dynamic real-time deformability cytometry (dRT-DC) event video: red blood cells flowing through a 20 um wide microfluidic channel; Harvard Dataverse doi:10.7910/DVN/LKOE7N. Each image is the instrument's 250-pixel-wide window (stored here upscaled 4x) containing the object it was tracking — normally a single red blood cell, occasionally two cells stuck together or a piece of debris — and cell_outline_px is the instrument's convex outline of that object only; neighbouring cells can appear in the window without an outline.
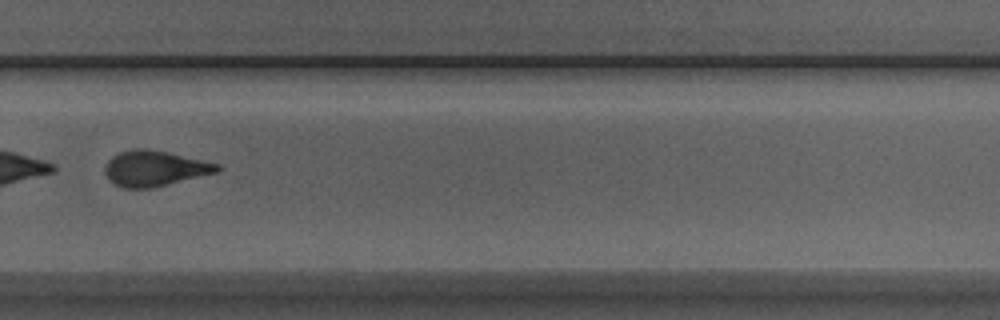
{"species": "Egyptian fruit bat (a non-hibernating species)", "species_latin": "Rousettus aegyptiacus", "temperature_condition": "room temperature", "stored_images_in_passage": 44, "camera_frame_rate_fps": 3000, "um_per_image_px": 0.085, "animal": {"sex": "male"}, "frame": {"image": 1, "passage_image": 28, "time_ms": 9.0, "image_size_px": [1000, 320], "cell_outline_px": [[220, 172], [152, 188], [124, 188], [108, 180], [104, 172], [104, 168], [108, 160], [112, 156], [120, 152], [132, 148], [144, 148], [168, 152], [220, 164]], "centroid_in_image_um": [13.14, 14.31], "position_along_channel_um": 316.7, "area_um2": 23.41}, "authors_computed_cell_mechanics": {"area_um2": 24.5072, "velocity_mm_per_s": 3.9399, "shape_relaxation_time_tau1_ms": 7.1071, "shape_relaxation_time_tau2_ms": 1.7823, "deformation_change_tau1": 0.2223, "deformation_change_tau2": 0.0868}}